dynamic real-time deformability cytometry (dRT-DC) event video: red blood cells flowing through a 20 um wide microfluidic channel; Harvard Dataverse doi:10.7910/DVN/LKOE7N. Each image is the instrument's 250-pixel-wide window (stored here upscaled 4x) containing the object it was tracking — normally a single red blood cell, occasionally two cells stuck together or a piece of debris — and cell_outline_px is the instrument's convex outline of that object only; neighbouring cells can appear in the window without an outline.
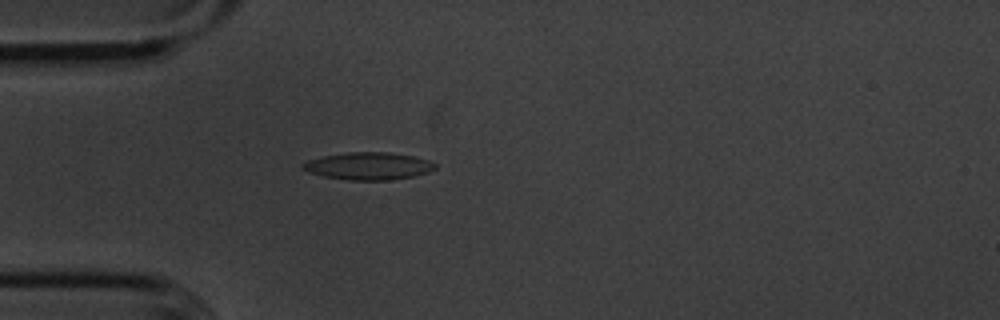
{"species": "common noctule bat (a hibernating species)", "species_latin": "Nyctalus noctula", "temperature_condition": "cold", "stored_images_in_passage": 55, "camera_frame_rate_fps": 3000, "um_per_image_px": 0.085, "animal": {"sex": "male", "body_mass_g": 20.1, "forearm_length_mm": 53.5}, "frame": {"image": 1, "passage_image": 15, "time_ms": 4.667, "image_size_px": [1000, 320], "cell_outline_px": [[436, 168], [428, 172], [412, 176], [388, 180], [348, 180], [324, 176], [308, 172], [300, 168], [300, 164], [308, 160], [324, 156], [348, 152], [388, 152], [412, 156], [428, 160], [436, 164]], "centroid_in_image_um": [31.28, 14.11], "position_along_channel_um": 53.7, "area_um2": 21.04}}
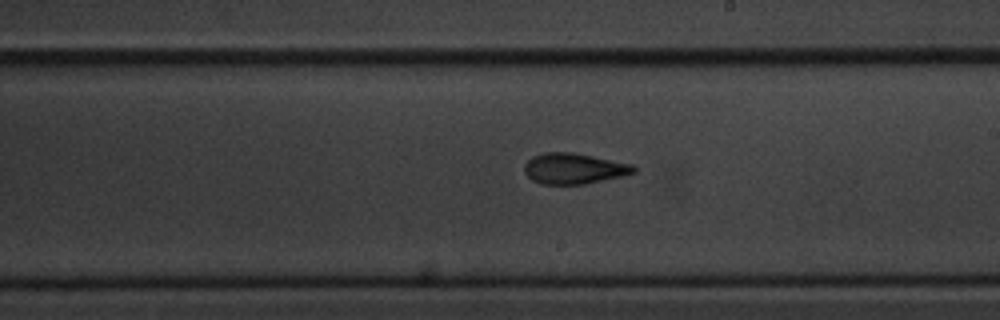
{"frame": {"image": 2, "passage_image": 31, "time_ms": 10.0, "image_size_px": [1000, 320], "cell_outline_px": [[636, 172], [620, 176], [584, 184], [540, 184], [532, 180], [524, 172], [524, 164], [532, 156], [544, 152], [572, 152], [632, 164], [636, 168]], "centroid_in_image_um": [48.74, 14.32], "position_along_channel_um": 240.3, "area_um2": 19.48}}
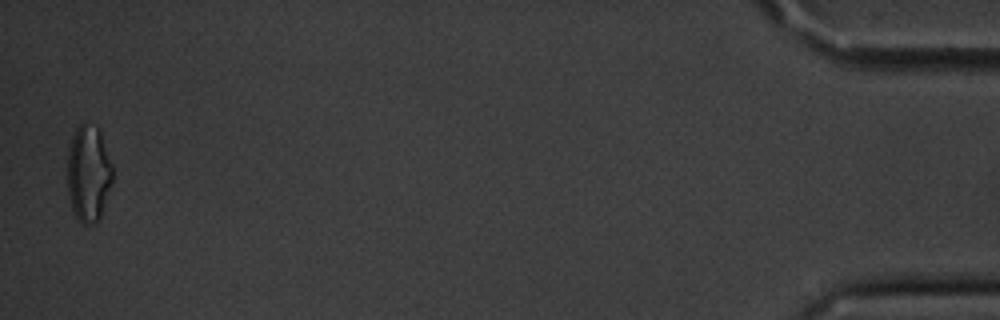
{"frame": {"image": 3, "passage_image": 54, "time_ms": 17.667, "image_size_px": [1000, 320], "cell_outline_px": [[112, 184], [100, 216], [92, 224], [84, 224], [76, 216], [72, 208], [68, 192], [68, 148], [72, 136], [76, 128], [84, 120], [96, 124], [100, 128], [112, 164]], "centroid_in_image_um": [7.53, 14.65], "position_along_channel_um": 427.7, "area_um2": 25.66}, "authors_computed_cell_mechanics": {"area_um2": 20.0566, "velocity_mm_per_s": 3.6105, "shape_relaxation_time_tau1_ms": 3.9344, "shape_relaxation_time_tau2_ms": 3.1652, "deformation_change_tau1": 0.117, "deformation_change_tau2": 0.1181}}